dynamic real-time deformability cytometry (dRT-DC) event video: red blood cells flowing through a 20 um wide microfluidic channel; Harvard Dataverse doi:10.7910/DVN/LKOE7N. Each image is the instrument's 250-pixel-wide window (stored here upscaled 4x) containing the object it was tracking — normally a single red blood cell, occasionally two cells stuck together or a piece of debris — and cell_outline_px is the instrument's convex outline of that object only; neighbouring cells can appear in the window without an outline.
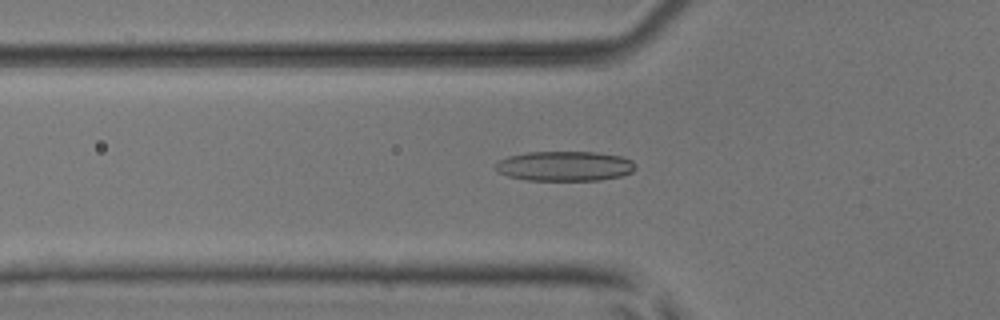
{"species": "common noctule bat (a hibernating species)", "species_latin": "Nyctalus noctula", "temperature_condition": "room temperature", "stored_images_in_passage": 35, "camera_frame_rate_fps": 3000, "um_per_image_px": 0.085, "animal": {"sex": "male", "body_mass_g": 17.9, "forearm_length_mm": 54.2}, "frame": {"image": 1, "passage_image": 8, "time_ms": 2.333, "image_size_px": [1000, 320], "cell_outline_px": [[636, 168], [632, 172], [620, 176], [600, 180], [528, 180], [508, 176], [496, 172], [496, 164], [500, 160], [508, 156], [528, 152], [596, 152], [620, 156], [632, 160], [636, 164]], "centroid_in_image_um": [48.01, 14.11], "position_along_channel_um": 77.8, "area_um2": 24.33}}
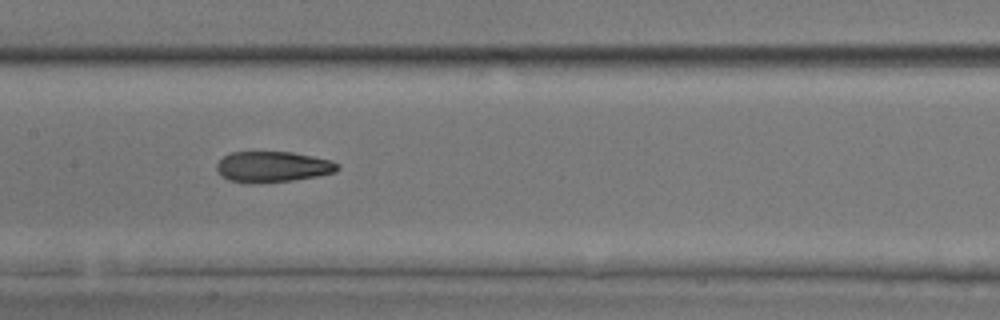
{"frame": {"image": 2, "passage_image": 16, "time_ms": 5.0, "image_size_px": [1000, 320], "cell_outline_px": [[340, 168], [336, 172], [316, 176], [292, 180], [228, 180], [216, 168], [216, 164], [224, 156], [232, 152], [292, 152], [332, 160], [340, 164]], "centroid_in_image_um": [23.27, 14.12], "position_along_channel_um": 184.1, "area_um2": 20.75}}
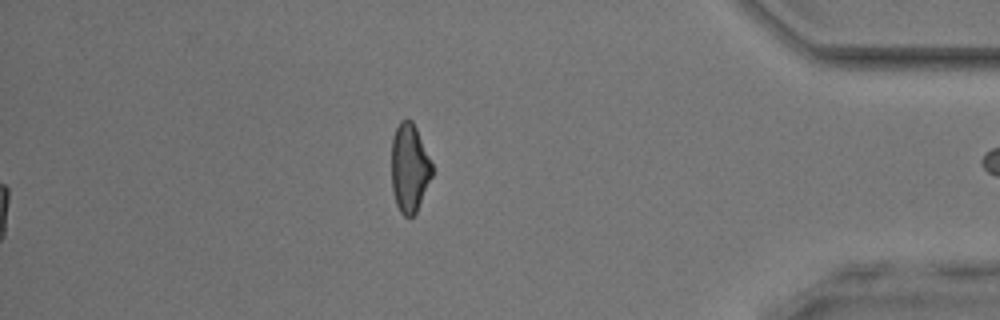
{"frame": {"image": 3, "passage_image": 35, "time_ms": 11.333, "image_size_px": [1000, 320], "cell_outline_px": [[432, 176], [416, 212], [412, 216], [404, 216], [400, 212], [396, 204], [392, 188], [392, 136], [400, 120], [412, 120], [416, 128], [432, 164]], "centroid_in_image_um": [34.79, 14.28], "position_along_channel_um": 400.4, "area_um2": 20.69}, "authors_computed_cell_mechanics": {"area_um2": 21.964, "velocity_mm_per_s": 3.9797, "shape_relaxation_time_tau1_ms": 11.0114, "shape_relaxation_time_tau2_ms": 2.5849, "deformation_change_tau1": 0.2734, "deformation_change_tau2": 0.1084}}